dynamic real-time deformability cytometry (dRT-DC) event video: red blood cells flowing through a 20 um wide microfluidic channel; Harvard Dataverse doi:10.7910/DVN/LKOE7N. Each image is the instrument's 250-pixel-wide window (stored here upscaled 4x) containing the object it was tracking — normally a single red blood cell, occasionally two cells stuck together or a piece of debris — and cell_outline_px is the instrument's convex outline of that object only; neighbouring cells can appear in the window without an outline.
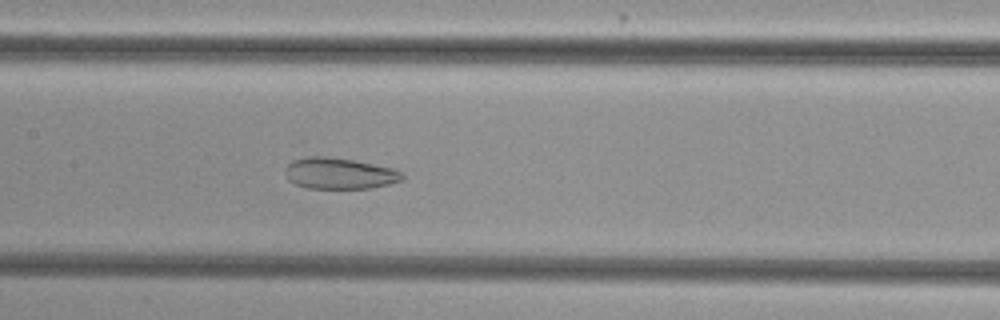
{"species": "common noctule bat (a hibernating species)", "species_latin": "Nyctalus noctula", "temperature_condition": "cold", "stored_images_in_passage": 52, "camera_frame_rate_fps": 3000, "um_per_image_px": 0.085, "animal": {"sex": "female", "body_mass_g": 29.2, "forearm_length_mm": 56.3}, "frame": {"image": 1, "passage_image": 25, "time_ms": 8.0, "image_size_px": [1000, 320], "cell_outline_px": [[404, 176], [400, 180], [388, 184], [372, 188], [308, 188], [296, 184], [288, 180], [284, 172], [288, 164], [292, 160], [300, 156], [324, 156], [356, 160], [392, 168], [404, 172]], "centroid_in_image_um": [28.82, 14.72], "position_along_channel_um": 178.6, "area_um2": 21.44}}
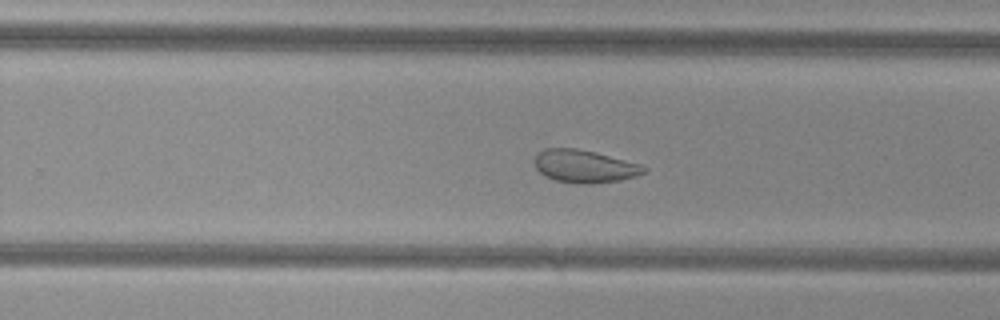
{"frame": {"image": 2, "passage_image": 33, "time_ms": 10.667, "image_size_px": [1000, 320], "cell_outline_px": [[648, 168], [644, 172], [636, 176], [620, 180], [588, 184], [584, 184], [556, 180], [544, 176], [536, 168], [536, 156], [544, 148], [576, 148], [596, 152], [640, 164]], "centroid_in_image_um": [49.69, 14.13], "position_along_channel_um": 280.1, "area_um2": 20.63}}
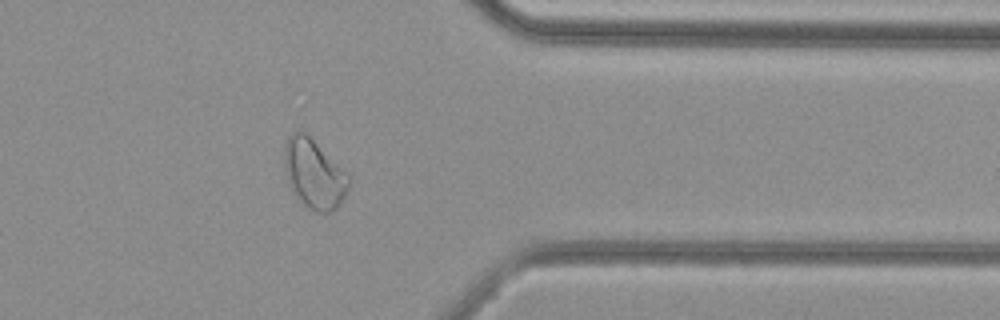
{"frame": {"image": 3, "passage_image": 42, "time_ms": 13.667, "image_size_px": [1000, 320], "cell_outline_px": [[352, 184], [336, 208], [332, 212], [316, 212], [308, 208], [292, 192], [288, 184], [284, 168], [284, 144], [288, 136], [292, 132], [300, 128], [352, 176]], "centroid_in_image_um": [26.7, 14.76], "position_along_channel_um": 384.7, "area_um2": 26.47}, "authors_computed_cell_mechanics": {"area_um2": 28.2642, "velocity_mm_per_s": 3.823, "shape_relaxation_time_tau1_ms": null, "shape_relaxation_time_tau2_ms": 2.0258, "deformation_change_tau1": null, "deformation_change_tau2": 0.0838}}